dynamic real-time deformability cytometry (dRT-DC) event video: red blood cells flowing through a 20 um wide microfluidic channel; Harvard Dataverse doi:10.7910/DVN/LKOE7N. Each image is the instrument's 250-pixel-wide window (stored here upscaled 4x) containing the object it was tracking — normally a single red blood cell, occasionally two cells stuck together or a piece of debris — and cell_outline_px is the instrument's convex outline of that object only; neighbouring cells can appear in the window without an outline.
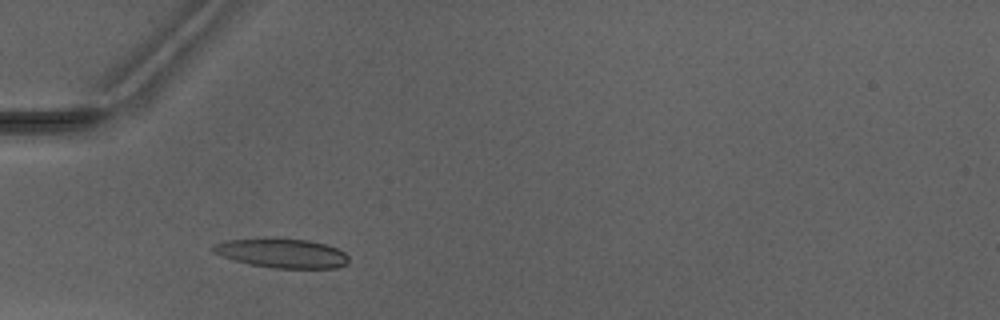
{"species": "Egyptian fruit bat (a non-hibernating species)", "species_latin": "Rousettus aegyptiacus", "temperature_condition": "warm", "stored_images_in_passage": 3, "camera_frame_rate_fps": 3000, "um_per_image_px": 0.085, "animal": {"sex": "male"}, "frame": {"image": 1, "passage_image": 2, "time_ms": 1.0, "image_size_px": [1000, 320], "cell_outline_px": [[348, 264], [336, 268], [272, 268], [252, 264], [220, 256], [212, 252], [212, 244], [228, 240], [268, 236], [272, 236], [308, 240], [324, 244], [336, 248], [344, 252], [348, 256]], "centroid_in_image_um": [23.93, 21.49], "position_along_channel_um": 61.1, "area_um2": 23.64}}